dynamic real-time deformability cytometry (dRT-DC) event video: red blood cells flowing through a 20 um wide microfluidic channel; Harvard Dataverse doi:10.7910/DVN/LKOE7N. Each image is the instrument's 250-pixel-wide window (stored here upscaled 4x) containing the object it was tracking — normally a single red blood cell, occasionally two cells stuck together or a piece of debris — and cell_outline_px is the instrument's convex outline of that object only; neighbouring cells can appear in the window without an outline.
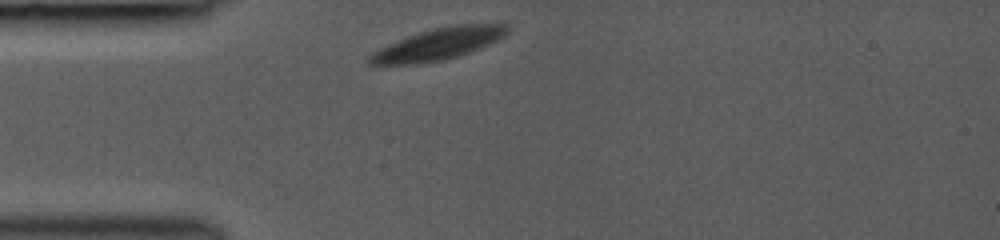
{"species": "common noctule bat (a hibernating species)", "species_latin": "Nyctalus noctula", "temperature_condition": "room temperature", "stored_images_in_passage": 31, "camera_frame_rate_fps": 3000, "um_per_image_px": 0.085, "animal": {"sex": "female", "body_mass_g": 19.0, "forearm_length_mm": 53.3}, "frame": {"image": 1, "passage_image": 1, "time_ms": 0.0, "image_size_px": [1000, 240], "cell_outline_px": [[508, 32], [504, 36], [480, 48], [444, 60], [420, 64], [368, 64], [364, 60], [372, 52], [388, 44], [408, 36], [420, 32], [436, 28], [456, 24], [508, 24]], "centroid_in_image_um": [37.21, 3.75], "position_along_channel_um": 47.8, "area_um2": 25.14}}
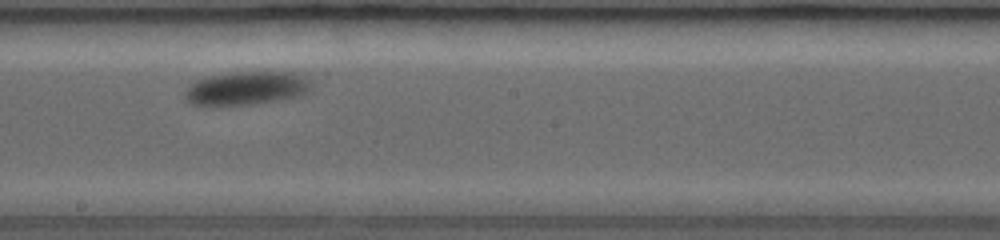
{"frame": {"image": 2, "passage_image": 16, "time_ms": 5.0, "image_size_px": [1000, 240], "cell_outline_px": [[312, 88], [308, 92], [300, 96], [280, 100], [248, 104], [192, 104], [184, 96], [184, 92], [196, 80], [208, 76], [232, 72], [292, 72], [308, 76], [312, 80]], "centroid_in_image_um": [21.05, 7.47], "position_along_channel_um": 227.1, "area_um2": 24.57}}
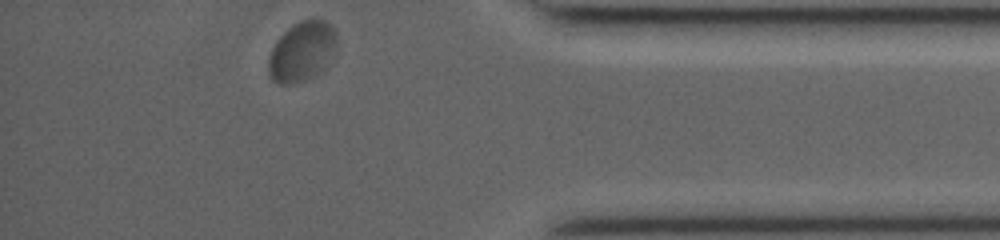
{"frame": {"image": 3, "passage_image": 31, "time_ms": 10.0, "image_size_px": [1000, 240], "cell_outline_px": [[336, 52], [324, 68], [312, 76], [288, 84], [280, 84], [272, 80], [268, 72], [268, 56], [276, 40], [292, 24], [300, 20], [312, 16], [324, 20], [332, 24], [336, 32]], "centroid_in_image_um": [25.68, 4.31], "position_along_channel_um": 409.5, "area_um2": 24.16}, "authors_computed_cell_mechanics": {"area_um2": 25.143, "velocity_mm_per_s": 3.8956, "shape_relaxation_time_tau1_ms": 2.7362, "shape_relaxation_time_tau2_ms": null, "deformation_change_tau1": 0.0859, "deformation_change_tau2": null}}